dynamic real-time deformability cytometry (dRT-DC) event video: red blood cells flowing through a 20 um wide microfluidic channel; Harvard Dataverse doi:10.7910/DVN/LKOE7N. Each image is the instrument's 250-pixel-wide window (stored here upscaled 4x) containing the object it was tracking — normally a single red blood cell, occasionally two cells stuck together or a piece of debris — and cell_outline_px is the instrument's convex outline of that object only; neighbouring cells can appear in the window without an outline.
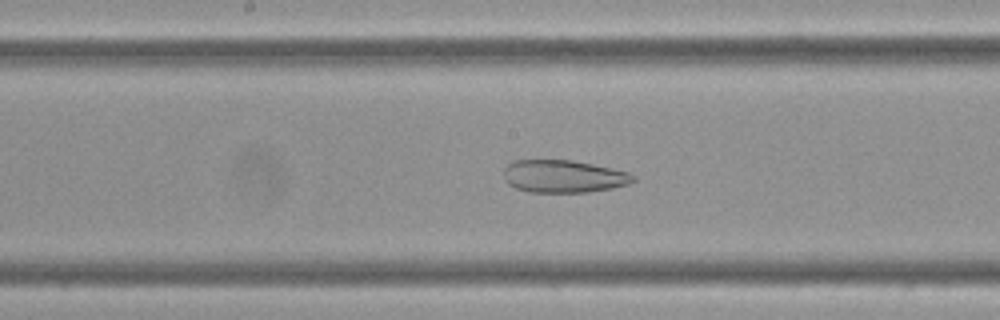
{"species": "Egyptian fruit bat (a non-hibernating species)", "species_latin": "Rousettus aegyptiacus", "temperature_condition": "cold", "stored_images_in_passage": 44, "camera_frame_rate_fps": 3000, "um_per_image_px": 0.085, "frame": {"image": 1, "passage_image": 16, "time_ms": 5.0, "image_size_px": [1000, 320], "cell_outline_px": [[636, 180], [628, 184], [612, 188], [588, 192], [528, 192], [516, 188], [508, 184], [504, 180], [504, 168], [512, 160], [572, 160], [612, 168], [628, 172], [636, 176]], "centroid_in_image_um": [47.89, 14.99], "position_along_channel_um": 200.3, "area_um2": 24.74}}
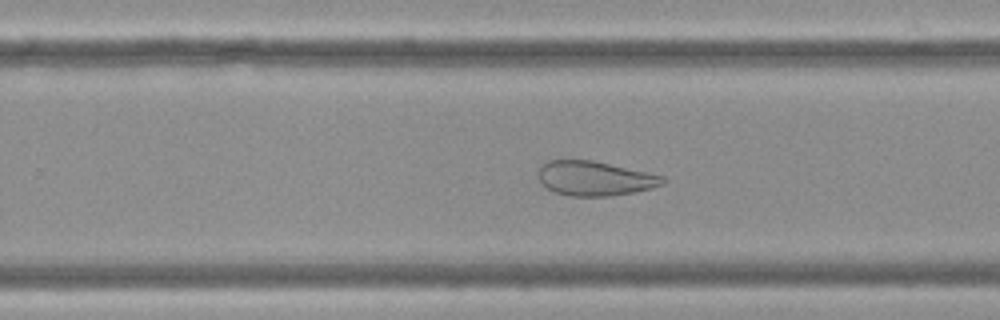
{"frame": {"image": 2, "passage_image": 23, "time_ms": 7.333, "image_size_px": [1000, 320], "cell_outline_px": [[664, 184], [652, 188], [612, 196], [568, 196], [556, 192], [548, 188], [540, 180], [536, 172], [540, 164], [548, 160], [592, 160], [664, 176]], "centroid_in_image_um": [50.52, 15.16], "position_along_channel_um": 279.3, "area_um2": 24.97}}
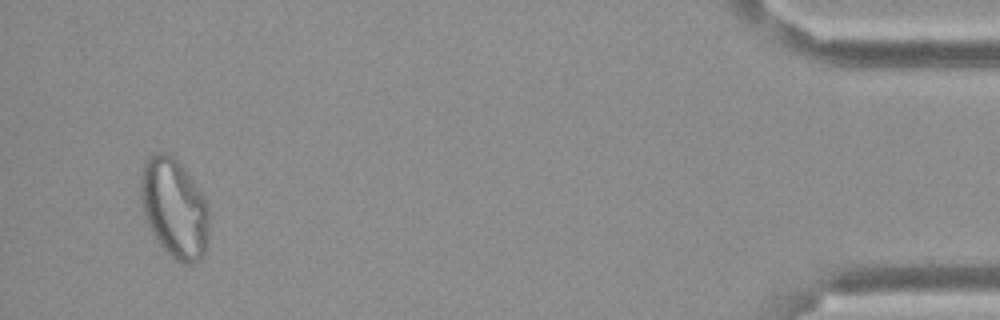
{"frame": {"image": 3, "passage_image": 42, "time_ms": 13.667, "image_size_px": [1000, 320], "cell_outline_px": [[208, 244], [200, 260], [192, 264], [184, 264], [176, 260], [160, 244], [152, 232], [144, 212], [140, 192], [140, 180], [144, 160], [152, 152], [168, 152], [180, 164], [204, 196], [208, 204]], "centroid_in_image_um": [14.82, 17.67], "position_along_channel_um": 420.4, "area_um2": 39.48}}